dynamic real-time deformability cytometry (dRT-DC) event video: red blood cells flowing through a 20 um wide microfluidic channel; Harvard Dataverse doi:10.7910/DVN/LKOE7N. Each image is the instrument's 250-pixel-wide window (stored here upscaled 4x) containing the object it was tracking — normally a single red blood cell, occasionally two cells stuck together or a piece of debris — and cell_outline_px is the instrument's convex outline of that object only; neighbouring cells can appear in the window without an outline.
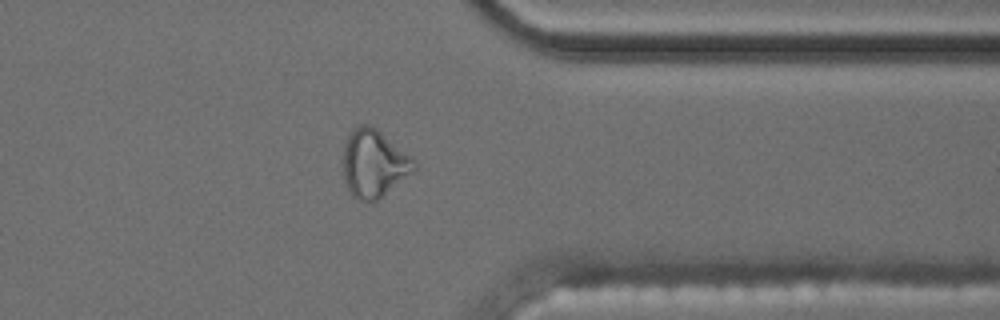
{"species": "common noctule bat (a hibernating species)", "species_latin": "Nyctalus noctula", "temperature_condition": "cold", "stored_images_in_passage": 32, "camera_frame_rate_fps": 3000, "um_per_image_px": 0.085, "animal": {"sex": "male", "body_mass_g": 17.5, "forearm_length_mm": 52.3}, "frame": {"image": 1, "passage_image": 28, "time_ms": 9.0, "image_size_px": [1000, 320], "cell_outline_px": [[416, 172], [376, 200], [360, 200], [352, 196], [348, 192], [344, 180], [344, 144], [352, 128], [360, 124], [368, 124], [376, 128], [416, 160]], "centroid_in_image_um": [31.8, 13.89], "position_along_channel_um": 379.6, "area_um2": 28.09}, "authors_computed_cell_mechanics": {"area_um2": 18.785, "velocity_mm_per_s": 3.6049, "shape_relaxation_time_tau1_ms": null, "shape_relaxation_time_tau2_ms": 1.5163, "deformation_change_tau1": null, "deformation_change_tau2": 0.0919}}